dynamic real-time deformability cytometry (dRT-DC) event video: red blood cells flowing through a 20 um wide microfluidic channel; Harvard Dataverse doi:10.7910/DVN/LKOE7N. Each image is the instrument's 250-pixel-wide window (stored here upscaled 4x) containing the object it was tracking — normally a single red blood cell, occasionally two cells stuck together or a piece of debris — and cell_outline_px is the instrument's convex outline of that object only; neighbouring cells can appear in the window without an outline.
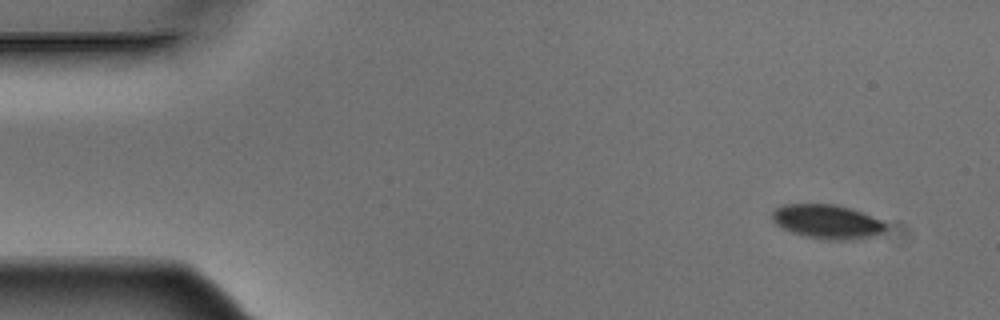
{"species": "Egyptian fruit bat (a non-hibernating species)", "species_latin": "Rousettus aegyptiacus", "temperature_condition": "warm", "stored_images_in_passage": 4, "camera_frame_rate_fps": 3000, "um_per_image_px": 0.085, "animal": {"sex": "male"}, "frame": {"image": 1, "passage_image": 1, "time_ms": 0.0, "image_size_px": [1000, 320], "cell_outline_px": [[884, 232], [876, 236], [852, 240], [824, 240], [804, 236], [792, 232], [776, 224], [772, 220], [772, 212], [780, 204], [836, 204], [860, 212], [880, 220], [884, 224]], "centroid_in_image_um": [70.27, 18.85], "position_along_channel_um": 14.7, "area_um2": 22.54}}
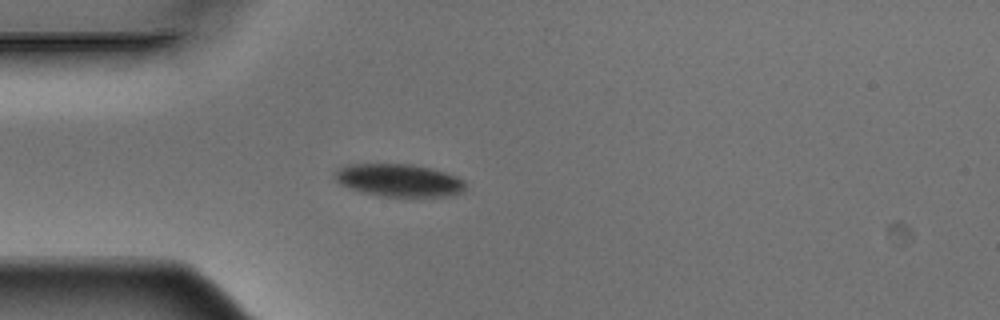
{"frame": {"image": 2, "passage_image": 4, "time_ms": 1.0, "image_size_px": [1000, 320], "cell_outline_px": [[464, 192], [452, 196], [380, 196], [360, 192], [348, 188], [340, 184], [332, 176], [332, 172], [348, 164], [412, 164], [432, 168], [456, 176], [464, 180]], "centroid_in_image_um": [33.88, 15.32], "position_along_channel_um": 51.1, "area_um2": 25.09}}